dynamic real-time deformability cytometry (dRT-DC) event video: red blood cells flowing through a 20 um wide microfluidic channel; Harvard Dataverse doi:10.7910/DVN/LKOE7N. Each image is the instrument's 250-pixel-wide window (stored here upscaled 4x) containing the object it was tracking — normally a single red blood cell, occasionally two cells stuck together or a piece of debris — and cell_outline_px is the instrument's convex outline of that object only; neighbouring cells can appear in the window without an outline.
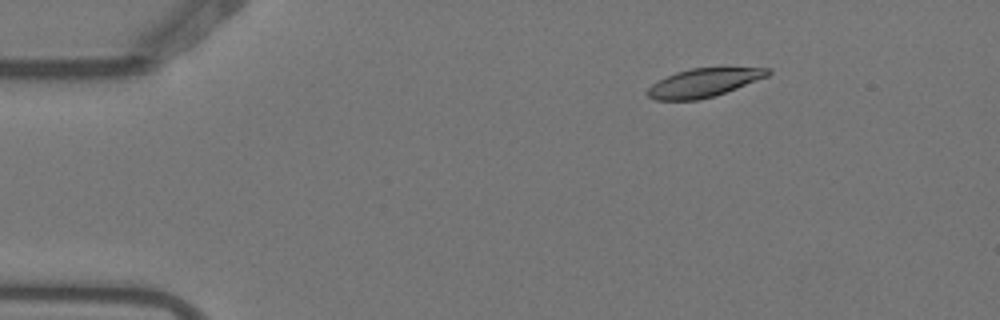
{"species": "Egyptian fruit bat (a non-hibernating species)", "species_latin": "Rousettus aegyptiacus", "temperature_condition": "warm", "stored_images_in_passage": 4, "camera_frame_rate_fps": 3000, "um_per_image_px": 0.085, "animal": {"sex": "female"}, "frame": {"image": 1, "passage_image": 1, "time_ms": 0.0, "image_size_px": [1000, 320], "cell_outline_px": [[772, 72], [768, 76], [736, 88], [712, 96], [696, 100], [656, 100], [648, 96], [644, 92], [652, 84], [676, 72], [692, 68], [772, 68]], "centroid_in_image_um": [59.8, 7.03], "position_along_channel_um": 25.2, "area_um2": 19.65}}